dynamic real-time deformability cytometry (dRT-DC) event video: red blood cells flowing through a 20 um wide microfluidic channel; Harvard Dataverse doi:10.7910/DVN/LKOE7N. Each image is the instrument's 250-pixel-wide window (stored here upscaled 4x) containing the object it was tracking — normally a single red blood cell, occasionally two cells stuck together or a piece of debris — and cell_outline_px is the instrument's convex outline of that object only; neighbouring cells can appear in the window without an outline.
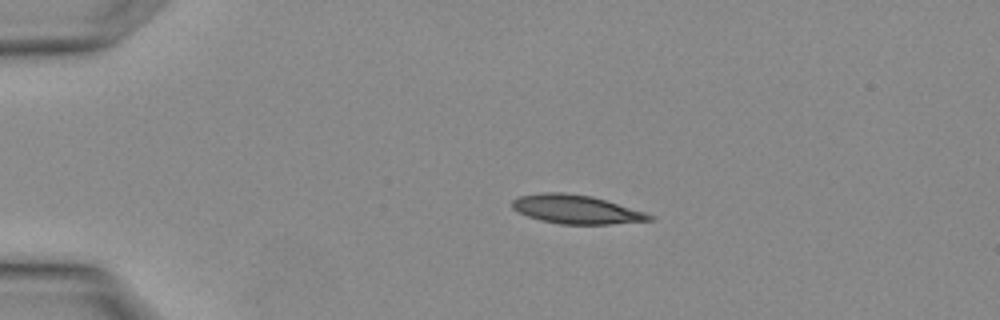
{"species": "Egyptian fruit bat (a non-hibernating species)", "species_latin": "Rousettus aegyptiacus", "temperature_condition": "warm", "stored_images_in_passage": 2, "camera_frame_rate_fps": 3000, "um_per_image_px": 0.085, "animal": {"sex": "female"}, "frame": {"image": 1, "passage_image": 1, "time_ms": 0.0, "image_size_px": [1000, 320], "cell_outline_px": [[652, 220], [608, 224], [560, 224], [540, 220], [528, 216], [512, 208], [512, 200], [520, 196], [544, 192], [564, 192], [592, 196], [644, 212], [652, 216]], "centroid_in_image_um": [48.93, 17.79], "position_along_channel_um": 36.1, "area_um2": 22.66}}
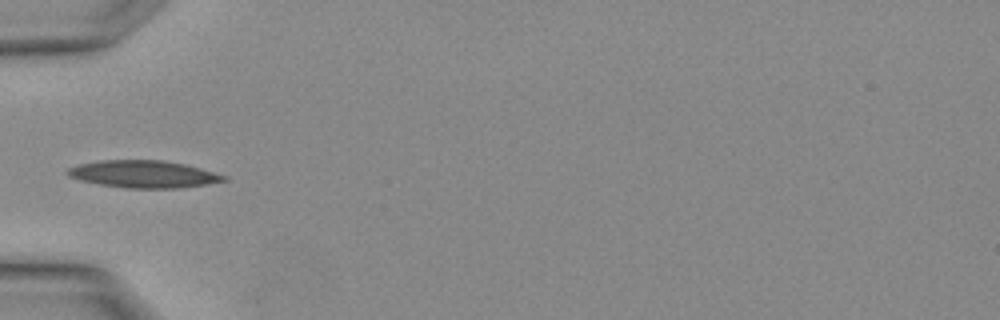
{"frame": {"image": 2, "passage_image": 2, "time_ms": 0.333, "image_size_px": [1000, 320], "cell_outline_px": [[228, 180], [180, 188], [128, 188], [100, 184], [80, 180], [68, 176], [64, 172], [68, 168], [80, 164], [100, 160], [164, 160], [184, 164], [200, 168], [228, 176]], "centroid_in_image_um": [12.19, 14.79], "position_along_channel_um": 72.8, "area_um2": 24.74}}